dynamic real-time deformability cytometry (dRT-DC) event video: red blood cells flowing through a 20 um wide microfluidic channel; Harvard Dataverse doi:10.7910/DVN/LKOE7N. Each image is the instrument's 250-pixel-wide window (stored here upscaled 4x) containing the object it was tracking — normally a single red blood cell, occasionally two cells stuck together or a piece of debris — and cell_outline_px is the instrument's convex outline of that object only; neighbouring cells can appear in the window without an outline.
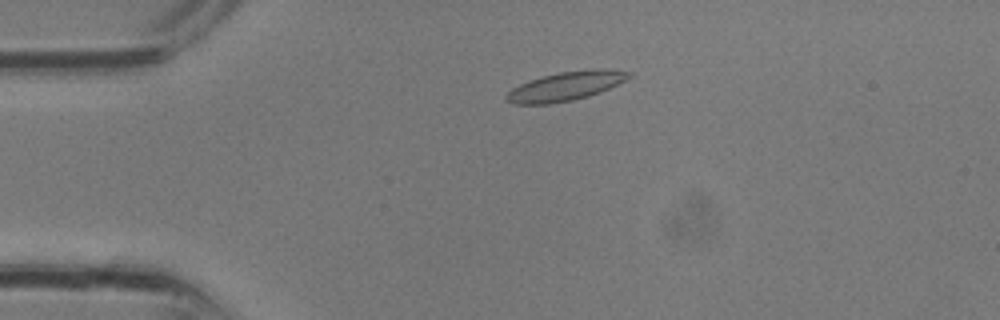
{"species": "common noctule bat (a hibernating species)", "species_latin": "Nyctalus noctula", "temperature_condition": "room temperature", "stored_images_in_passage": 26, "camera_frame_rate_fps": 3000, "um_per_image_px": 0.085, "animal": {"sex": "male", "body_mass_g": 13.3}, "frame": {"image": 1, "passage_image": 1, "time_ms": 0.0, "image_size_px": [1000, 320], "cell_outline_px": [[632, 76], [600, 92], [588, 96], [572, 100], [548, 104], [512, 104], [504, 96], [512, 88], [528, 80], [560, 72], [592, 68], [604, 68], [632, 72]], "centroid_in_image_um": [48.08, 7.31], "position_along_channel_um": 36.9, "area_um2": 20.58}}
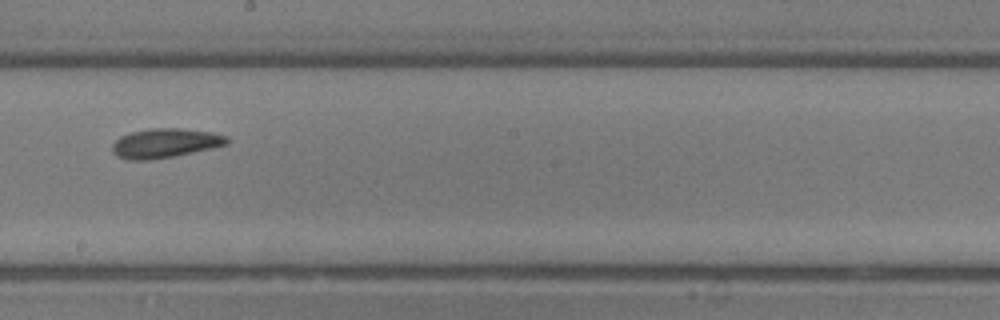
{"frame": {"image": 2, "passage_image": 12, "time_ms": 3.667, "image_size_px": [1000, 320], "cell_outline_px": [[228, 144], [212, 148], [172, 156], [148, 160], [128, 160], [116, 156], [112, 152], [112, 144], [120, 136], [132, 132], [148, 128], [180, 128], [212, 132], [228, 136]], "centroid_in_image_um": [14.01, 12.16], "position_along_channel_um": 234.2, "area_um2": 19.59}}
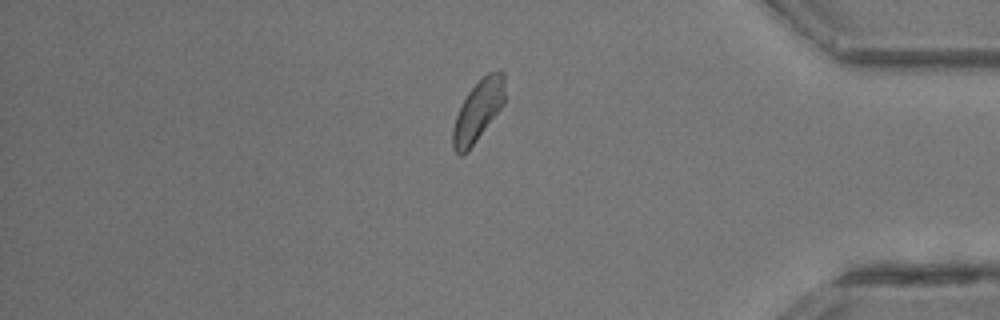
{"frame": {"image": 3, "passage_image": 21, "time_ms": 6.667, "image_size_px": [1000, 320], "cell_outline_px": [[504, 104], [468, 152], [460, 156], [452, 148], [452, 128], [456, 116], [468, 92], [488, 72], [504, 72]], "centroid_in_image_um": [40.62, 9.47], "position_along_channel_um": 394.6, "area_um2": 18.26}}